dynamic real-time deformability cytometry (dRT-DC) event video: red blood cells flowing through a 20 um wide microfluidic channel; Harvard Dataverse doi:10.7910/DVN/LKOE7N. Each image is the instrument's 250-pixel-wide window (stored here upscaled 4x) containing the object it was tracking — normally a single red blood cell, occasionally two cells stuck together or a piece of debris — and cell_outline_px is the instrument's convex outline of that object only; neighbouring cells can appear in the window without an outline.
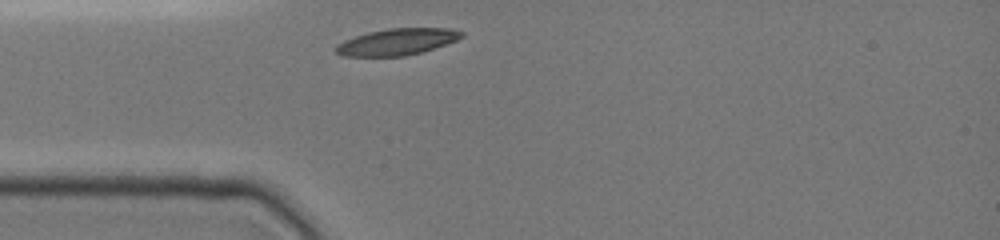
{"species": "common noctule bat (a hibernating species)", "species_latin": "Nyctalus noctula", "temperature_condition": "cold", "stored_images_in_passage": 1, "camera_frame_rate_fps": 3000, "um_per_image_px": 0.085, "animal": {"sex": "female", "body_mass_g": 19.0, "forearm_length_mm": 51.5}, "frame": {"image": 1, "passage_image": 1, "time_ms": 0.0, "image_size_px": [1000, 240], "cell_outline_px": [[464, 36], [456, 40], [420, 52], [404, 56], [344, 56], [336, 52], [332, 48], [336, 44], [344, 40], [368, 32], [388, 28], [452, 28], [464, 32]], "centroid_in_image_um": [33.71, 3.54], "position_along_channel_um": 51.3, "area_um2": 19.36}}